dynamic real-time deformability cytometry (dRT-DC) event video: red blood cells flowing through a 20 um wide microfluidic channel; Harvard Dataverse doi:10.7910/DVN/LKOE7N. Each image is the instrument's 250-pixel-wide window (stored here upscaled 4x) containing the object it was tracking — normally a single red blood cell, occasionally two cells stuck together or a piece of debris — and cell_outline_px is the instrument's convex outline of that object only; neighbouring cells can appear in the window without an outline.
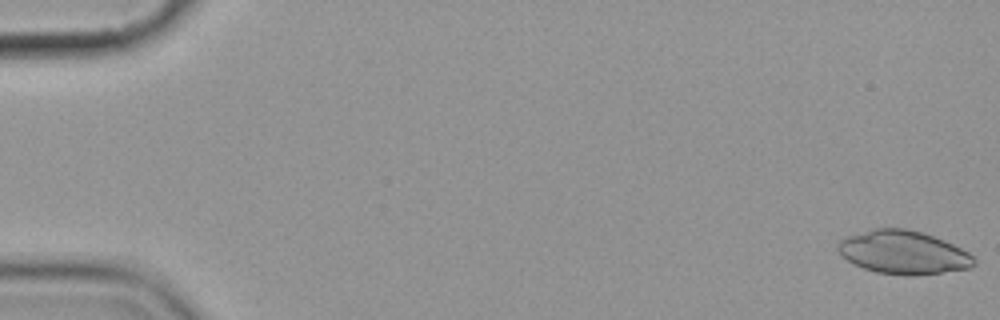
{"species": "common noctule bat (a hibernating species)", "species_latin": "Nyctalus noctula", "temperature_condition": "cold", "stored_images_in_passage": 3, "camera_frame_rate_fps": 3000, "um_per_image_px": 0.085, "animal": {"sex": "female", "body_mass_g": 19.9}, "frame": {"image": 1, "passage_image": 1, "time_ms": 0.0, "image_size_px": [1000, 320], "cell_outline_px": [[976, 264], [972, 268], [912, 276], [908, 276], [876, 272], [864, 268], [848, 260], [836, 248], [836, 244], [840, 240], [848, 236], [872, 228], [904, 228], [924, 232], [944, 240], [968, 252], [976, 260]], "centroid_in_image_um": [76.8, 21.45], "position_along_channel_um": 8.2, "area_um2": 34.39}}